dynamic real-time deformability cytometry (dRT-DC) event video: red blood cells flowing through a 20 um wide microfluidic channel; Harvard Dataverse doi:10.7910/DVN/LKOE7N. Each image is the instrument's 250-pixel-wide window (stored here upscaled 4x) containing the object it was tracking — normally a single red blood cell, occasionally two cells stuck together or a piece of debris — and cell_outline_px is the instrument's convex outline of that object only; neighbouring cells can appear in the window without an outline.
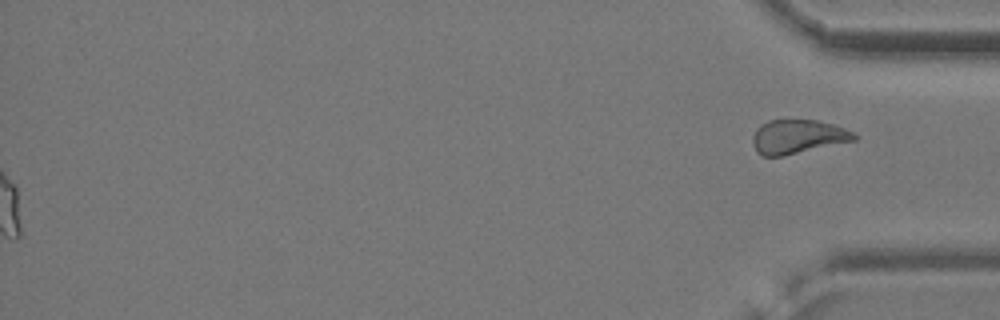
{"species": "common noctule bat (a hibernating species)", "species_latin": "Nyctalus noctula", "temperature_condition": "cold", "stored_images_in_passage": 54, "segment_of_instrument_passage": [2, 2], "camera_frame_rate_fps": 3000, "um_per_image_px": 0.085, "animal": {"sex": "female", "body_mass_g": 24.6, "forearm_length_mm": 56.2}, "frame": {"image": 1, "passage_image": 54, "time_ms": 17.667, "image_size_px": [1000, 320], "cell_outline_px": [[856, 140], [784, 156], [760, 156], [756, 152], [752, 144], [752, 136], [756, 128], [760, 124], [768, 120], [816, 120], [832, 124], [844, 128], [852, 132], [856, 136]], "centroid_in_image_um": [67.75, 11.63], "position_along_channel_um": 367.5, "area_um2": 20.23}}